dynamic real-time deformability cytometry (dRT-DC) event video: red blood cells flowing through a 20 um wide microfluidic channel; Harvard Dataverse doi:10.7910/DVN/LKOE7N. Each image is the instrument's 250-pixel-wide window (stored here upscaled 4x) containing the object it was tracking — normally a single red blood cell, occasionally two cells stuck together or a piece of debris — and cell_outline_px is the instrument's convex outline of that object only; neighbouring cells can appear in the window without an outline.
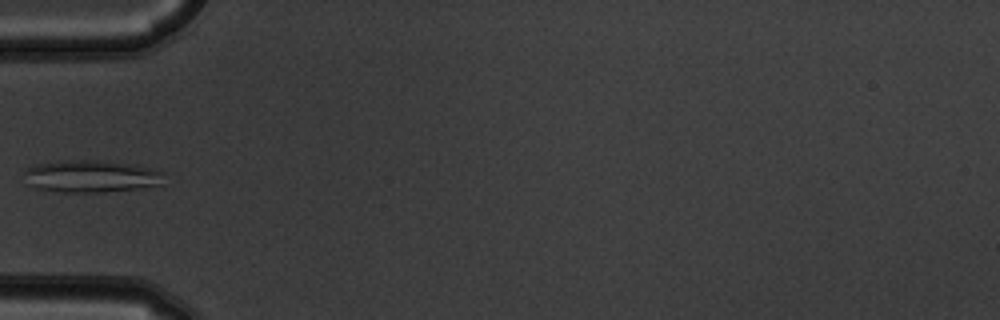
{"species": "common noctule bat (a hibernating species)", "species_latin": "Nyctalus noctula", "temperature_condition": "warm", "stored_images_in_passage": 5, "camera_frame_rate_fps": 3000, "um_per_image_px": 0.085, "animal": {"sex": "male", "body_mass_g": 19.5, "forearm_length_mm": 54.6}, "frame": {"image": 1, "passage_image": 5, "time_ms": 1.333, "image_size_px": [1000, 320], "cell_outline_px": [[164, 184], [136, 188], [104, 192], [60, 192], [36, 188], [32, 184], [24, 172], [24, 168], [36, 164], [64, 160], [92, 160], [136, 164], [152, 168], [164, 172]], "centroid_in_image_um": [7.8, 14.97], "position_along_channel_um": 77.2, "area_um2": 26.24}}